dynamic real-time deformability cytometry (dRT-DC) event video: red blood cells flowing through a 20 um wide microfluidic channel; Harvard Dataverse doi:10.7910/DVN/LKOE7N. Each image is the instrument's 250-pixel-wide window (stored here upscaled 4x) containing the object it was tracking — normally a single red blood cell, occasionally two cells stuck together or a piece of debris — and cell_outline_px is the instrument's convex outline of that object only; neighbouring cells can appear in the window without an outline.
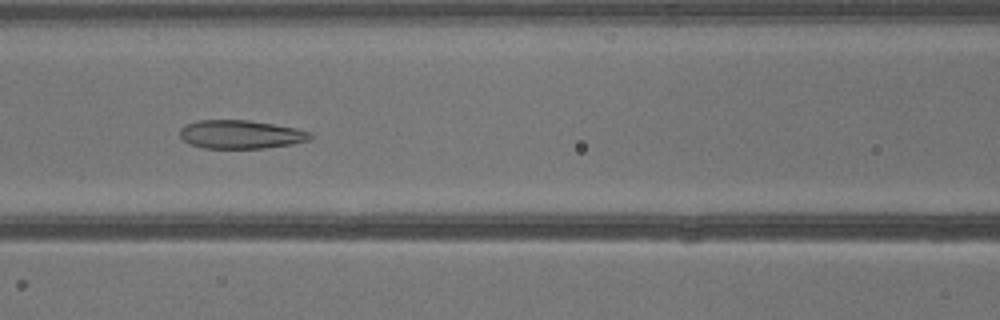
{"species": "common noctule bat (a hibernating species)", "species_latin": "Nyctalus noctula", "temperature_condition": "warm", "stored_images_in_passage": 39, "camera_frame_rate_fps": 3000, "um_per_image_px": 0.085, "animal": {"sex": "male", "body_mass_g": 13.3}, "frame": {"image": 1, "passage_image": 17, "time_ms": 5.333, "image_size_px": [1000, 320], "cell_outline_px": [[312, 136], [308, 140], [292, 144], [264, 148], [204, 148], [192, 144], [184, 140], [180, 136], [180, 128], [196, 120], [248, 120], [296, 128], [312, 132]], "centroid_in_image_um": [20.47, 11.42], "position_along_channel_um": 146.1, "area_um2": 21.5}}
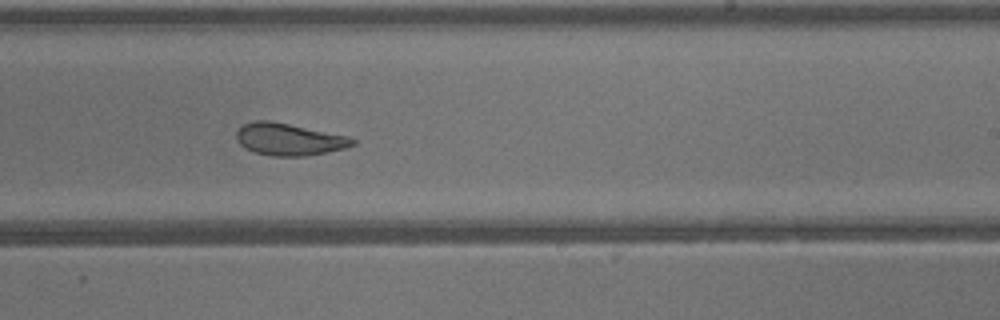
{"frame": {"image": 2, "passage_image": 24, "time_ms": 7.667, "image_size_px": [1000, 320], "cell_outline_px": [[356, 144], [344, 148], [304, 156], [272, 156], [256, 152], [244, 148], [240, 144], [236, 136], [236, 132], [244, 124], [252, 120], [268, 120], [348, 136], [356, 140]], "centroid_in_image_um": [24.54, 11.84], "position_along_channel_um": 264.5, "area_um2": 21.44}}
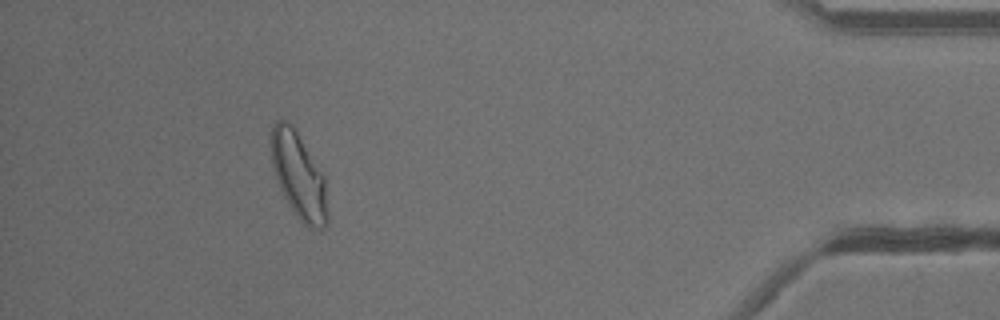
{"frame": {"image": 3, "passage_image": 36, "time_ms": 11.667, "image_size_px": [1000, 320], "cell_outline_px": [[328, 224], [324, 228], [308, 228], [300, 220], [284, 196], [280, 188], [272, 164], [272, 128], [276, 120], [284, 120], [292, 124], [324, 176], [328, 212]], "centroid_in_image_um": [25.42, 14.97], "position_along_channel_um": 409.8, "area_um2": 27.74}}